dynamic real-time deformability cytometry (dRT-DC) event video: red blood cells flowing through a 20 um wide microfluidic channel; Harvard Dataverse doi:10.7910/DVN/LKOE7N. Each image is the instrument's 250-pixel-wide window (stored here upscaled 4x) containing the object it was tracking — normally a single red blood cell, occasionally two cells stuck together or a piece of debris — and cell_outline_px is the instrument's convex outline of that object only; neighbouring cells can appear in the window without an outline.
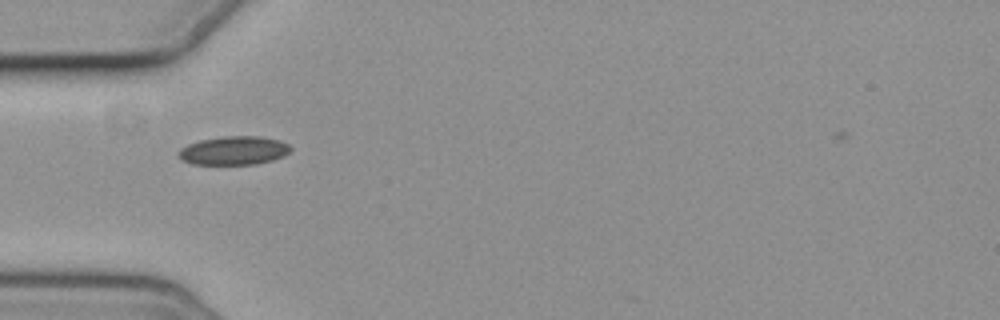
{"species": "common noctule bat (a hibernating species)", "species_latin": "Nyctalus noctula", "temperature_condition": "cold", "stored_images_in_passage": 1, "camera_frame_rate_fps": 3000, "um_per_image_px": 0.085, "animal": {"sex": "female", "body_mass_g": 19.3, "forearm_length_mm": 54.1}, "frame": {"image": 1, "passage_image": 1, "time_ms": 0.0, "image_size_px": [1000, 320], "cell_outline_px": [[292, 148], [284, 156], [272, 160], [256, 164], [192, 164], [180, 160], [176, 152], [180, 148], [188, 144], [200, 140], [224, 136], [260, 136], [276, 140], [288, 144]], "centroid_in_image_um": [19.82, 12.8], "position_along_channel_um": 65.2, "area_um2": 18.73}}